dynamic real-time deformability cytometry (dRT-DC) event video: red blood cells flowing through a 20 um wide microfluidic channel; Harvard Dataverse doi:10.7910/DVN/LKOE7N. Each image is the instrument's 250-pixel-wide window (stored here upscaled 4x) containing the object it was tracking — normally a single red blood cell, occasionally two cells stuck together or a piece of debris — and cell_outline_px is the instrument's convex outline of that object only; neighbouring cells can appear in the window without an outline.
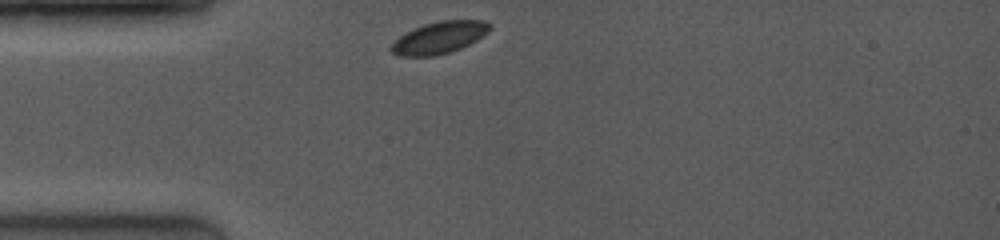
{"species": "common noctule bat (a hibernating species)", "species_latin": "Nyctalus noctula", "temperature_condition": "room temperature", "stored_images_in_passage": 40, "camera_frame_rate_fps": 4000, "um_per_image_px": 0.085, "animal": {"sex": "female", "body_mass_g": 19.0, "forearm_length_mm": 53.3}, "frame": {"image": 1, "passage_image": 1, "time_ms": 0.0, "image_size_px": [1000, 240], "cell_outline_px": [[492, 28], [488, 32], [476, 40], [460, 48], [436, 56], [400, 56], [392, 52], [392, 44], [400, 36], [424, 24], [444, 20], [480, 20], [492, 24]], "centroid_in_image_um": [37.38, 3.19], "position_along_channel_um": 47.6, "area_um2": 17.98}}
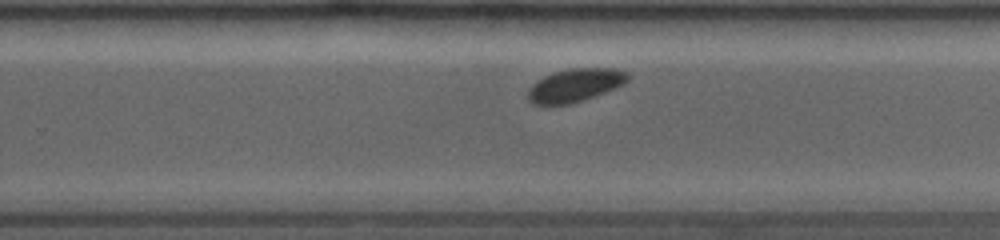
{"frame": {"image": 2, "passage_image": 26, "time_ms": 6.25, "image_size_px": [1000, 240], "cell_outline_px": [[628, 80], [604, 92], [572, 104], [532, 104], [528, 100], [528, 92], [532, 84], [544, 76], [556, 72], [572, 68], [616, 68], [628, 72]], "centroid_in_image_um": [48.86, 7.24], "position_along_channel_um": 280.9, "area_um2": 18.9}}
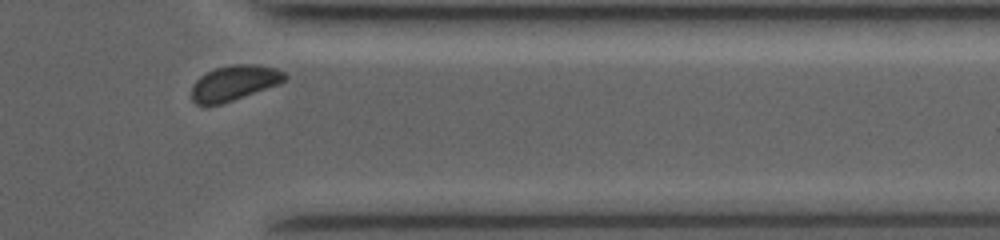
{"frame": {"image": 3, "passage_image": 37, "time_ms": 9.0, "image_size_px": [1000, 240], "cell_outline_px": [[288, 76], [280, 84], [220, 104], [204, 108], [196, 104], [192, 100], [192, 84], [200, 76], [216, 68], [236, 64], [248, 64], [276, 68], [284, 72]], "centroid_in_image_um": [19.87, 7.08], "position_along_channel_um": 391.5, "area_um2": 19.13}}